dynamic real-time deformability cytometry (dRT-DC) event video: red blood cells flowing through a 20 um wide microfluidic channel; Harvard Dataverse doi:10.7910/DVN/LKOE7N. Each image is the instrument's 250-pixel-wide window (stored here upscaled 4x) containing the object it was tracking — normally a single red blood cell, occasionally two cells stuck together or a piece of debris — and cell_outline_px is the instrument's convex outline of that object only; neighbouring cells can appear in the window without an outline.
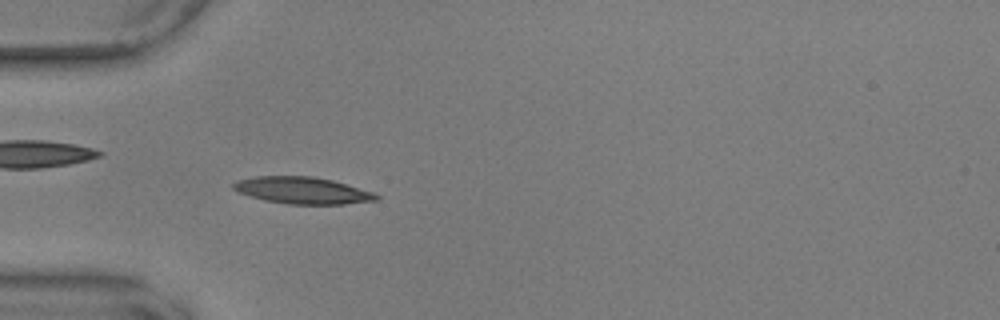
{"species": "common noctule bat (a hibernating species)", "species_latin": "Nyctalus noctula", "temperature_condition": "warm", "stored_images_in_passage": 56, "camera_frame_rate_fps": 3000, "um_per_image_px": 0.085, "animal": {"sex": "male", "body_mass_g": 17.9, "forearm_length_mm": 54.2}, "frame": {"image": 1, "passage_image": 17, "time_ms": 5.333, "image_size_px": [1000, 320], "cell_outline_px": [[380, 196], [376, 200], [344, 204], [288, 204], [264, 200], [236, 192], [232, 188], [232, 184], [236, 180], [256, 176], [312, 176], [332, 180], [372, 192]], "centroid_in_image_um": [25.64, 16.18], "position_along_channel_um": 59.4, "area_um2": 22.25}, "authors_computed_cell_mechanics": {"area_um2": 21.1548, "velocity_mm_per_s": 3.5899, "shape_relaxation_time_tau1_ms": 9.7023, "shape_relaxation_time_tau2_ms": 2.0312, "deformation_change_tau1": 0.2323, "deformation_change_tau2": 0.0905}}